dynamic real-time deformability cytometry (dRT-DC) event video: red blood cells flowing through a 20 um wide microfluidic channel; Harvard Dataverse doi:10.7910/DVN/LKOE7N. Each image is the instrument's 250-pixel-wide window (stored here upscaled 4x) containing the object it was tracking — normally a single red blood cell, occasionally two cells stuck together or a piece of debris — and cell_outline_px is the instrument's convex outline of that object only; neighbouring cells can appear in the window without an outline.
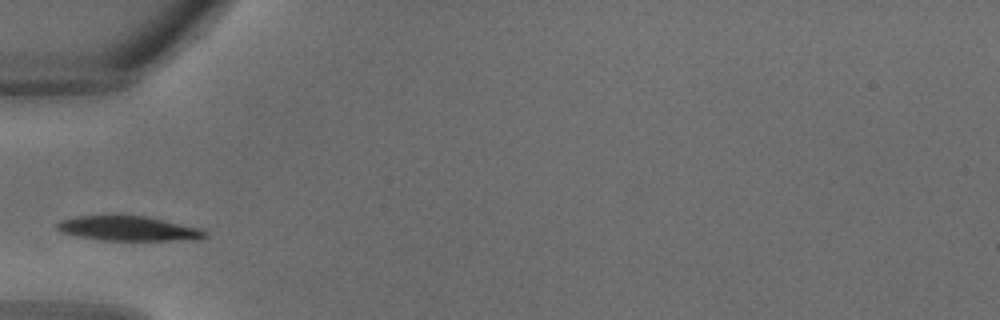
{"species": "common noctule bat (a hibernating species)", "species_latin": "Nyctalus noctula", "temperature_condition": "warm", "stored_images_in_passage": 23, "camera_frame_rate_fps": 3000, "um_per_image_px": 0.085, "animal": {"sex": "male", "body_mass_g": 18.8}, "frame": {"image": 1, "passage_image": 1, "time_ms": 0.0, "image_size_px": [1000, 320], "cell_outline_px": [[208, 236], [200, 240], [100, 240], [76, 236], [60, 232], [56, 228], [56, 224], [60, 220], [72, 216], [108, 212], [116, 212], [144, 216], [200, 228], [208, 232]], "centroid_in_image_um": [10.82, 19.37], "position_along_channel_um": 74.2, "area_um2": 22.48}}
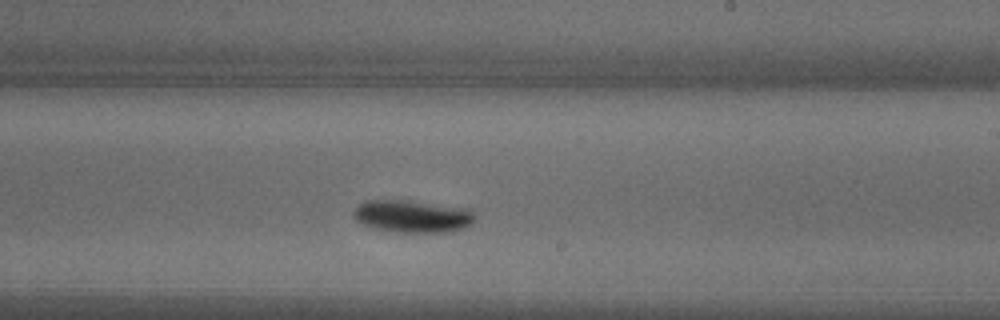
{"frame": {"image": 2, "passage_image": 10, "time_ms": 3.0, "image_size_px": [1000, 320], "cell_outline_px": [[472, 220], [464, 228], [452, 232], [388, 232], [372, 228], [356, 220], [352, 216], [352, 212], [360, 204], [368, 200], [408, 200], [468, 208], [472, 212]], "centroid_in_image_um": [35.0, 18.39], "position_along_channel_um": 254.0, "area_um2": 22.95}}
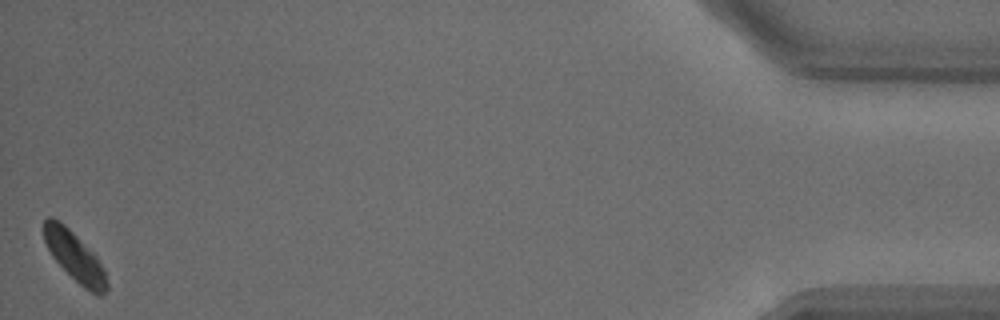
{"frame": {"image": 3, "passage_image": 23, "time_ms": 7.333, "image_size_px": [1000, 320], "cell_outline_px": [[108, 288], [104, 296], [96, 296], [84, 288], [52, 256], [44, 240], [44, 220], [48, 216], [52, 216], [64, 224], [96, 256], [104, 268], [108, 284]], "centroid_in_image_um": [6.38, 21.84], "position_along_channel_um": 428.8, "area_um2": 17.86}}